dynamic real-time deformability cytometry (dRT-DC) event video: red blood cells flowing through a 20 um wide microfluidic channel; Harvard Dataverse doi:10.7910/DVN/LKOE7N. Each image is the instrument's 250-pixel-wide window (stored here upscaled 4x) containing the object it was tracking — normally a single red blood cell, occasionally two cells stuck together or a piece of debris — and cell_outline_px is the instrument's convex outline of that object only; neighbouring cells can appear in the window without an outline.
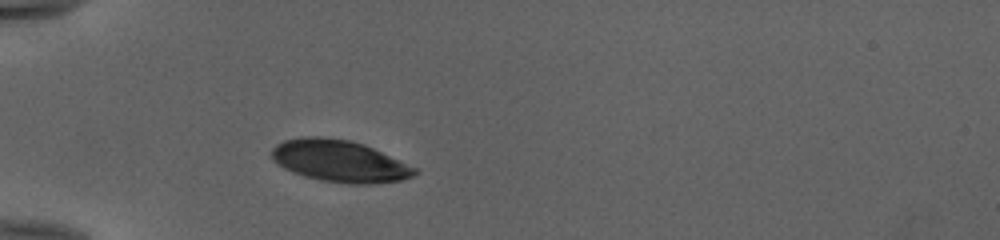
{"species": "human", "species_latin": "Homo sapiens", "temperature_condition": "cold", "stored_images_in_passage": 36, "camera_frame_rate_fps": 3000, "um_per_image_px": 0.085, "donor": {"sex": "female"}, "frame": {"image": 1, "passage_image": 1, "time_ms": 0.0, "image_size_px": [1000, 240], "cell_outline_px": [[420, 172], [412, 176], [400, 180], [372, 184], [348, 184], [320, 180], [304, 176], [292, 172], [284, 168], [272, 160], [272, 148], [276, 144], [284, 140], [304, 136], [320, 136], [352, 140], [364, 144], [416, 168]], "centroid_in_image_um": [28.83, 13.68], "position_along_channel_um": 56.2, "area_um2": 34.91}}
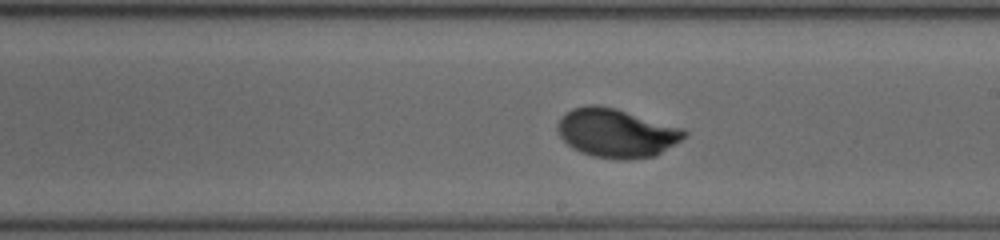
{"frame": {"image": 2, "passage_image": 16, "time_ms": 5.0, "image_size_px": [1000, 240], "cell_outline_px": [[688, 132], [680, 140], [656, 156], [628, 160], [620, 160], [592, 156], [580, 152], [572, 148], [560, 136], [556, 128], [556, 124], [572, 108], [588, 104], [596, 104], [616, 108], [684, 128]], "centroid_in_image_um": [52.39, 11.31], "position_along_channel_um": 236.6, "area_um2": 36.13}}
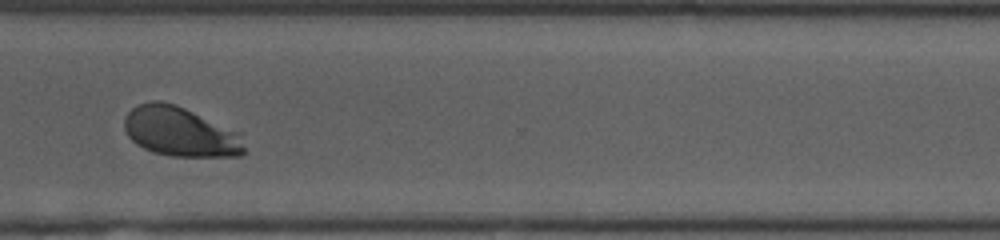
{"frame": {"image": 3, "passage_image": 25, "time_ms": 8.0, "image_size_px": [1000, 240], "cell_outline_px": [[244, 152], [240, 156], [168, 156], [152, 152], [136, 144], [128, 136], [124, 128], [124, 116], [132, 108], [140, 104], [152, 100], [160, 100], [176, 104], [244, 132]], "centroid_in_image_um": [15.37, 11.19], "position_along_channel_um": 355.2, "area_um2": 35.43}, "authors_computed_cell_mechanics": {"area_um2": 35.258, "velocity_mm_per_s": 3.9476, "shape_relaxation_time_tau1_ms": 2.2198, "shape_relaxation_time_tau2_ms": null, "deformation_change_tau1": 0.1207, "deformation_change_tau2": null}}